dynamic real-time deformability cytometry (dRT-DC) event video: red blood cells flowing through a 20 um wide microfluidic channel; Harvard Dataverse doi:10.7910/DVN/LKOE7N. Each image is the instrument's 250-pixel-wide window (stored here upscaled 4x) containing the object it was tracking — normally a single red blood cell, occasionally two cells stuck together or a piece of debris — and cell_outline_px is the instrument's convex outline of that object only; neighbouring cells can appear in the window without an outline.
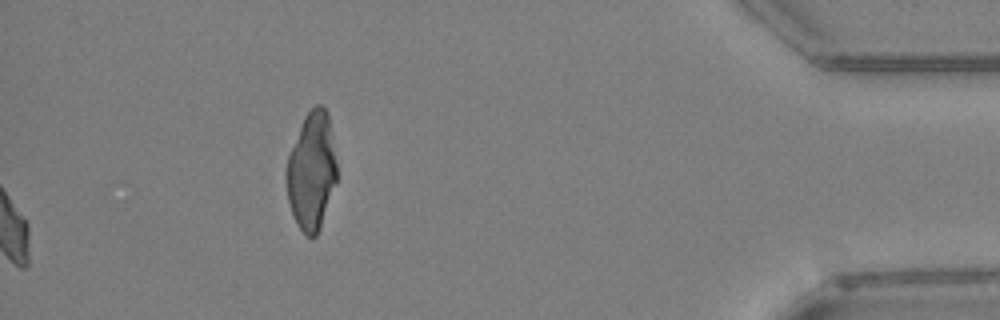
{"species": "Egyptian fruit bat (a non-hibernating species)", "species_latin": "Rousettus aegyptiacus", "temperature_condition": "warm", "stored_images_in_passage": 43, "segment_of_instrument_passage": [2, 2], "camera_frame_rate_fps": 3000, "um_per_image_px": 0.085, "animal": {"sex": "female"}, "frame": {"image": 1, "passage_image": 43, "time_ms": 14.0, "image_size_px": [1000, 320], "cell_outline_px": [[336, 184], [320, 228], [316, 236], [308, 236], [300, 228], [292, 212], [288, 200], [284, 176], [284, 172], [288, 152], [304, 116], [316, 104], [320, 104], [328, 112], [336, 164]], "centroid_in_image_um": [26.45, 14.51], "position_along_channel_um": 408.7, "area_um2": 34.74}}